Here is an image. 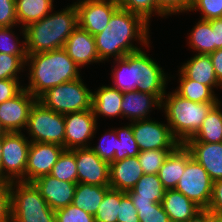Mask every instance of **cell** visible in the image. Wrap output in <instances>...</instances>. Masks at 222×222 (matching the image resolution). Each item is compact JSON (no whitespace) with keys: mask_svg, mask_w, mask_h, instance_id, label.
I'll list each match as a JSON object with an SVG mask.
<instances>
[{"mask_svg":"<svg viewBox=\"0 0 222 222\" xmlns=\"http://www.w3.org/2000/svg\"><path fill=\"white\" fill-rule=\"evenodd\" d=\"M149 27V23L141 16L119 8L111 16L106 28L94 35L99 59L103 62L113 56L114 59L123 58L141 50L133 45L136 40L148 47Z\"/></svg>","mask_w":222,"mask_h":222,"instance_id":"1","label":"cell"},{"mask_svg":"<svg viewBox=\"0 0 222 222\" xmlns=\"http://www.w3.org/2000/svg\"><path fill=\"white\" fill-rule=\"evenodd\" d=\"M112 87L121 92L140 91L155 95L160 101L166 93L168 75L146 52L139 50L114 59Z\"/></svg>","mask_w":222,"mask_h":222,"instance_id":"2","label":"cell"},{"mask_svg":"<svg viewBox=\"0 0 222 222\" xmlns=\"http://www.w3.org/2000/svg\"><path fill=\"white\" fill-rule=\"evenodd\" d=\"M30 61V62H29ZM29 84L24 89L38 98L45 91L62 83L79 79V66L61 49L27 54Z\"/></svg>","mask_w":222,"mask_h":222,"instance_id":"3","label":"cell"},{"mask_svg":"<svg viewBox=\"0 0 222 222\" xmlns=\"http://www.w3.org/2000/svg\"><path fill=\"white\" fill-rule=\"evenodd\" d=\"M78 26L75 3L61 11L49 13L43 19L22 28L27 54L63 48L66 40Z\"/></svg>","mask_w":222,"mask_h":222,"instance_id":"4","label":"cell"},{"mask_svg":"<svg viewBox=\"0 0 222 222\" xmlns=\"http://www.w3.org/2000/svg\"><path fill=\"white\" fill-rule=\"evenodd\" d=\"M215 104L217 103L193 102L174 91L165 93L161 101V109L164 108L162 110L173 136L180 144H184L199 130Z\"/></svg>","mask_w":222,"mask_h":222,"instance_id":"5","label":"cell"},{"mask_svg":"<svg viewBox=\"0 0 222 222\" xmlns=\"http://www.w3.org/2000/svg\"><path fill=\"white\" fill-rule=\"evenodd\" d=\"M11 222H55V211L32 182H11Z\"/></svg>","mask_w":222,"mask_h":222,"instance_id":"6","label":"cell"},{"mask_svg":"<svg viewBox=\"0 0 222 222\" xmlns=\"http://www.w3.org/2000/svg\"><path fill=\"white\" fill-rule=\"evenodd\" d=\"M79 79L62 83L41 94L37 101L60 114L92 109L93 92Z\"/></svg>","mask_w":222,"mask_h":222,"instance_id":"7","label":"cell"},{"mask_svg":"<svg viewBox=\"0 0 222 222\" xmlns=\"http://www.w3.org/2000/svg\"><path fill=\"white\" fill-rule=\"evenodd\" d=\"M26 130L31 142L55 143L65 149V121L64 115L44 107L36 101L33 105Z\"/></svg>","mask_w":222,"mask_h":222,"instance_id":"8","label":"cell"},{"mask_svg":"<svg viewBox=\"0 0 222 222\" xmlns=\"http://www.w3.org/2000/svg\"><path fill=\"white\" fill-rule=\"evenodd\" d=\"M31 141L22 132L3 135L1 179L25 182L28 150Z\"/></svg>","mask_w":222,"mask_h":222,"instance_id":"9","label":"cell"},{"mask_svg":"<svg viewBox=\"0 0 222 222\" xmlns=\"http://www.w3.org/2000/svg\"><path fill=\"white\" fill-rule=\"evenodd\" d=\"M213 180L193 157L186 163L183 175L176 185V190L198 205L204 212L209 206Z\"/></svg>","mask_w":222,"mask_h":222,"instance_id":"10","label":"cell"},{"mask_svg":"<svg viewBox=\"0 0 222 222\" xmlns=\"http://www.w3.org/2000/svg\"><path fill=\"white\" fill-rule=\"evenodd\" d=\"M134 138L140 151L176 149L180 142L173 136L169 125L151 119L132 121Z\"/></svg>","mask_w":222,"mask_h":222,"instance_id":"11","label":"cell"},{"mask_svg":"<svg viewBox=\"0 0 222 222\" xmlns=\"http://www.w3.org/2000/svg\"><path fill=\"white\" fill-rule=\"evenodd\" d=\"M78 26L91 35L101 33L111 16L120 8L117 0H77Z\"/></svg>","mask_w":222,"mask_h":222,"instance_id":"12","label":"cell"},{"mask_svg":"<svg viewBox=\"0 0 222 222\" xmlns=\"http://www.w3.org/2000/svg\"><path fill=\"white\" fill-rule=\"evenodd\" d=\"M64 121L65 149L90 147L89 140L94 138L98 127L92 109L65 114Z\"/></svg>","mask_w":222,"mask_h":222,"instance_id":"13","label":"cell"},{"mask_svg":"<svg viewBox=\"0 0 222 222\" xmlns=\"http://www.w3.org/2000/svg\"><path fill=\"white\" fill-rule=\"evenodd\" d=\"M37 101L29 91L22 89L15 97L0 104V123L6 132L26 129L30 111Z\"/></svg>","mask_w":222,"mask_h":222,"instance_id":"14","label":"cell"},{"mask_svg":"<svg viewBox=\"0 0 222 222\" xmlns=\"http://www.w3.org/2000/svg\"><path fill=\"white\" fill-rule=\"evenodd\" d=\"M75 153L78 183L109 186L110 164L90 147L71 149Z\"/></svg>","mask_w":222,"mask_h":222,"instance_id":"15","label":"cell"},{"mask_svg":"<svg viewBox=\"0 0 222 222\" xmlns=\"http://www.w3.org/2000/svg\"><path fill=\"white\" fill-rule=\"evenodd\" d=\"M64 147L55 143L31 142L28 150L25 182L50 174Z\"/></svg>","mask_w":222,"mask_h":222,"instance_id":"16","label":"cell"},{"mask_svg":"<svg viewBox=\"0 0 222 222\" xmlns=\"http://www.w3.org/2000/svg\"><path fill=\"white\" fill-rule=\"evenodd\" d=\"M32 183L54 211L73 202L77 183L61 181L50 174L40 176Z\"/></svg>","mask_w":222,"mask_h":222,"instance_id":"17","label":"cell"},{"mask_svg":"<svg viewBox=\"0 0 222 222\" xmlns=\"http://www.w3.org/2000/svg\"><path fill=\"white\" fill-rule=\"evenodd\" d=\"M63 49L79 68L93 62H102L98 56L95 37L79 26L68 37Z\"/></svg>","mask_w":222,"mask_h":222,"instance_id":"18","label":"cell"},{"mask_svg":"<svg viewBox=\"0 0 222 222\" xmlns=\"http://www.w3.org/2000/svg\"><path fill=\"white\" fill-rule=\"evenodd\" d=\"M184 145L213 181L222 179V142L186 141Z\"/></svg>","mask_w":222,"mask_h":222,"instance_id":"19","label":"cell"},{"mask_svg":"<svg viewBox=\"0 0 222 222\" xmlns=\"http://www.w3.org/2000/svg\"><path fill=\"white\" fill-rule=\"evenodd\" d=\"M162 206L171 222H193L204 211L176 189L165 191Z\"/></svg>","mask_w":222,"mask_h":222,"instance_id":"20","label":"cell"},{"mask_svg":"<svg viewBox=\"0 0 222 222\" xmlns=\"http://www.w3.org/2000/svg\"><path fill=\"white\" fill-rule=\"evenodd\" d=\"M144 174L138 157H127L110 163L109 187L119 191L131 190Z\"/></svg>","mask_w":222,"mask_h":222,"instance_id":"21","label":"cell"},{"mask_svg":"<svg viewBox=\"0 0 222 222\" xmlns=\"http://www.w3.org/2000/svg\"><path fill=\"white\" fill-rule=\"evenodd\" d=\"M165 191L158 174H143L134 187L126 193L135 207H145L161 203Z\"/></svg>","mask_w":222,"mask_h":222,"instance_id":"22","label":"cell"},{"mask_svg":"<svg viewBox=\"0 0 222 222\" xmlns=\"http://www.w3.org/2000/svg\"><path fill=\"white\" fill-rule=\"evenodd\" d=\"M154 106V107H153ZM161 110V101L153 94L140 91L123 92L121 104L122 118L129 119L130 122L148 119V114L155 108Z\"/></svg>","mask_w":222,"mask_h":222,"instance_id":"23","label":"cell"},{"mask_svg":"<svg viewBox=\"0 0 222 222\" xmlns=\"http://www.w3.org/2000/svg\"><path fill=\"white\" fill-rule=\"evenodd\" d=\"M192 158L191 152L180 144L171 152L158 171V177L166 190L175 189L186 167Z\"/></svg>","mask_w":222,"mask_h":222,"instance_id":"24","label":"cell"},{"mask_svg":"<svg viewBox=\"0 0 222 222\" xmlns=\"http://www.w3.org/2000/svg\"><path fill=\"white\" fill-rule=\"evenodd\" d=\"M179 72L187 79L194 80L200 84L211 87L222 88L218 82L212 60L209 55L195 54L190 60L185 62Z\"/></svg>","mask_w":222,"mask_h":222,"instance_id":"25","label":"cell"},{"mask_svg":"<svg viewBox=\"0 0 222 222\" xmlns=\"http://www.w3.org/2000/svg\"><path fill=\"white\" fill-rule=\"evenodd\" d=\"M123 92L112 87L102 86L94 91L92 95V111L95 118L103 115L104 117H122L121 104Z\"/></svg>","mask_w":222,"mask_h":222,"instance_id":"26","label":"cell"},{"mask_svg":"<svg viewBox=\"0 0 222 222\" xmlns=\"http://www.w3.org/2000/svg\"><path fill=\"white\" fill-rule=\"evenodd\" d=\"M54 0H15L17 21L20 28L39 21L53 12Z\"/></svg>","mask_w":222,"mask_h":222,"instance_id":"27","label":"cell"},{"mask_svg":"<svg viewBox=\"0 0 222 222\" xmlns=\"http://www.w3.org/2000/svg\"><path fill=\"white\" fill-rule=\"evenodd\" d=\"M220 106L222 105L219 101L211 108L199 130L187 141L222 142V110Z\"/></svg>","mask_w":222,"mask_h":222,"instance_id":"28","label":"cell"},{"mask_svg":"<svg viewBox=\"0 0 222 222\" xmlns=\"http://www.w3.org/2000/svg\"><path fill=\"white\" fill-rule=\"evenodd\" d=\"M109 186L77 183L72 204L85 212L95 215Z\"/></svg>","mask_w":222,"mask_h":222,"instance_id":"29","label":"cell"},{"mask_svg":"<svg viewBox=\"0 0 222 222\" xmlns=\"http://www.w3.org/2000/svg\"><path fill=\"white\" fill-rule=\"evenodd\" d=\"M179 73L180 84L175 90L178 95L198 103H218L220 101L211 87L187 79L181 72Z\"/></svg>","mask_w":222,"mask_h":222,"instance_id":"30","label":"cell"},{"mask_svg":"<svg viewBox=\"0 0 222 222\" xmlns=\"http://www.w3.org/2000/svg\"><path fill=\"white\" fill-rule=\"evenodd\" d=\"M189 35V47L197 51V54L209 55L214 52V30L209 21L200 19Z\"/></svg>","mask_w":222,"mask_h":222,"instance_id":"31","label":"cell"},{"mask_svg":"<svg viewBox=\"0 0 222 222\" xmlns=\"http://www.w3.org/2000/svg\"><path fill=\"white\" fill-rule=\"evenodd\" d=\"M114 130L117 133V149L114 154V161L138 156L140 150L134 138L132 122Z\"/></svg>","mask_w":222,"mask_h":222,"instance_id":"32","label":"cell"},{"mask_svg":"<svg viewBox=\"0 0 222 222\" xmlns=\"http://www.w3.org/2000/svg\"><path fill=\"white\" fill-rule=\"evenodd\" d=\"M50 175L61 181L78 183L75 153L71 149L62 151Z\"/></svg>","mask_w":222,"mask_h":222,"instance_id":"33","label":"cell"},{"mask_svg":"<svg viewBox=\"0 0 222 222\" xmlns=\"http://www.w3.org/2000/svg\"><path fill=\"white\" fill-rule=\"evenodd\" d=\"M120 206V191L109 188L94 215L95 222H117Z\"/></svg>","mask_w":222,"mask_h":222,"instance_id":"34","label":"cell"},{"mask_svg":"<svg viewBox=\"0 0 222 222\" xmlns=\"http://www.w3.org/2000/svg\"><path fill=\"white\" fill-rule=\"evenodd\" d=\"M174 150L175 149H151L140 151L137 157L144 174H158L162 164Z\"/></svg>","mask_w":222,"mask_h":222,"instance_id":"35","label":"cell"},{"mask_svg":"<svg viewBox=\"0 0 222 222\" xmlns=\"http://www.w3.org/2000/svg\"><path fill=\"white\" fill-rule=\"evenodd\" d=\"M120 8L141 16L150 24L152 15L160 17L166 15L157 7L156 0H117ZM154 12V13H153Z\"/></svg>","mask_w":222,"mask_h":222,"instance_id":"36","label":"cell"},{"mask_svg":"<svg viewBox=\"0 0 222 222\" xmlns=\"http://www.w3.org/2000/svg\"><path fill=\"white\" fill-rule=\"evenodd\" d=\"M27 55H11L0 53V80H19L20 72L25 69Z\"/></svg>","mask_w":222,"mask_h":222,"instance_id":"37","label":"cell"},{"mask_svg":"<svg viewBox=\"0 0 222 222\" xmlns=\"http://www.w3.org/2000/svg\"><path fill=\"white\" fill-rule=\"evenodd\" d=\"M13 27H0V53L27 55L25 40L20 43L18 37L12 32Z\"/></svg>","mask_w":222,"mask_h":222,"instance_id":"38","label":"cell"},{"mask_svg":"<svg viewBox=\"0 0 222 222\" xmlns=\"http://www.w3.org/2000/svg\"><path fill=\"white\" fill-rule=\"evenodd\" d=\"M103 161L114 162V154L117 149V133L111 129L101 137L100 143L90 147Z\"/></svg>","mask_w":222,"mask_h":222,"instance_id":"39","label":"cell"},{"mask_svg":"<svg viewBox=\"0 0 222 222\" xmlns=\"http://www.w3.org/2000/svg\"><path fill=\"white\" fill-rule=\"evenodd\" d=\"M55 222H95V218L71 203L55 211Z\"/></svg>","mask_w":222,"mask_h":222,"instance_id":"40","label":"cell"},{"mask_svg":"<svg viewBox=\"0 0 222 222\" xmlns=\"http://www.w3.org/2000/svg\"><path fill=\"white\" fill-rule=\"evenodd\" d=\"M199 10L201 20L222 18V0H193L190 11Z\"/></svg>","mask_w":222,"mask_h":222,"instance_id":"41","label":"cell"},{"mask_svg":"<svg viewBox=\"0 0 222 222\" xmlns=\"http://www.w3.org/2000/svg\"><path fill=\"white\" fill-rule=\"evenodd\" d=\"M140 222H171L164 211L162 203H154L152 206L135 207Z\"/></svg>","mask_w":222,"mask_h":222,"instance_id":"42","label":"cell"},{"mask_svg":"<svg viewBox=\"0 0 222 222\" xmlns=\"http://www.w3.org/2000/svg\"><path fill=\"white\" fill-rule=\"evenodd\" d=\"M117 222H140L137 209L133 205L130 196L123 191H120V206Z\"/></svg>","mask_w":222,"mask_h":222,"instance_id":"43","label":"cell"},{"mask_svg":"<svg viewBox=\"0 0 222 222\" xmlns=\"http://www.w3.org/2000/svg\"><path fill=\"white\" fill-rule=\"evenodd\" d=\"M0 222H11V182L0 179Z\"/></svg>","mask_w":222,"mask_h":222,"instance_id":"44","label":"cell"},{"mask_svg":"<svg viewBox=\"0 0 222 222\" xmlns=\"http://www.w3.org/2000/svg\"><path fill=\"white\" fill-rule=\"evenodd\" d=\"M193 0H156L157 7L166 15L188 12Z\"/></svg>","mask_w":222,"mask_h":222,"instance_id":"45","label":"cell"},{"mask_svg":"<svg viewBox=\"0 0 222 222\" xmlns=\"http://www.w3.org/2000/svg\"><path fill=\"white\" fill-rule=\"evenodd\" d=\"M15 0H0V27L17 26Z\"/></svg>","mask_w":222,"mask_h":222,"instance_id":"46","label":"cell"},{"mask_svg":"<svg viewBox=\"0 0 222 222\" xmlns=\"http://www.w3.org/2000/svg\"><path fill=\"white\" fill-rule=\"evenodd\" d=\"M205 213L222 220V179L213 181L211 199Z\"/></svg>","mask_w":222,"mask_h":222,"instance_id":"47","label":"cell"},{"mask_svg":"<svg viewBox=\"0 0 222 222\" xmlns=\"http://www.w3.org/2000/svg\"><path fill=\"white\" fill-rule=\"evenodd\" d=\"M19 82V80L11 79L0 80V104L15 97L24 88Z\"/></svg>","mask_w":222,"mask_h":222,"instance_id":"48","label":"cell"},{"mask_svg":"<svg viewBox=\"0 0 222 222\" xmlns=\"http://www.w3.org/2000/svg\"><path fill=\"white\" fill-rule=\"evenodd\" d=\"M214 30V51L222 49V18L209 20Z\"/></svg>","mask_w":222,"mask_h":222,"instance_id":"49","label":"cell"},{"mask_svg":"<svg viewBox=\"0 0 222 222\" xmlns=\"http://www.w3.org/2000/svg\"><path fill=\"white\" fill-rule=\"evenodd\" d=\"M218 82L222 85V49L209 54Z\"/></svg>","mask_w":222,"mask_h":222,"instance_id":"50","label":"cell"},{"mask_svg":"<svg viewBox=\"0 0 222 222\" xmlns=\"http://www.w3.org/2000/svg\"><path fill=\"white\" fill-rule=\"evenodd\" d=\"M193 222H222V220L204 212Z\"/></svg>","mask_w":222,"mask_h":222,"instance_id":"51","label":"cell"},{"mask_svg":"<svg viewBox=\"0 0 222 222\" xmlns=\"http://www.w3.org/2000/svg\"><path fill=\"white\" fill-rule=\"evenodd\" d=\"M2 147H3V136L0 137V179H1V168H2Z\"/></svg>","mask_w":222,"mask_h":222,"instance_id":"52","label":"cell"},{"mask_svg":"<svg viewBox=\"0 0 222 222\" xmlns=\"http://www.w3.org/2000/svg\"><path fill=\"white\" fill-rule=\"evenodd\" d=\"M6 133V131L3 129L1 123H0V137L3 136Z\"/></svg>","mask_w":222,"mask_h":222,"instance_id":"53","label":"cell"}]
</instances>
